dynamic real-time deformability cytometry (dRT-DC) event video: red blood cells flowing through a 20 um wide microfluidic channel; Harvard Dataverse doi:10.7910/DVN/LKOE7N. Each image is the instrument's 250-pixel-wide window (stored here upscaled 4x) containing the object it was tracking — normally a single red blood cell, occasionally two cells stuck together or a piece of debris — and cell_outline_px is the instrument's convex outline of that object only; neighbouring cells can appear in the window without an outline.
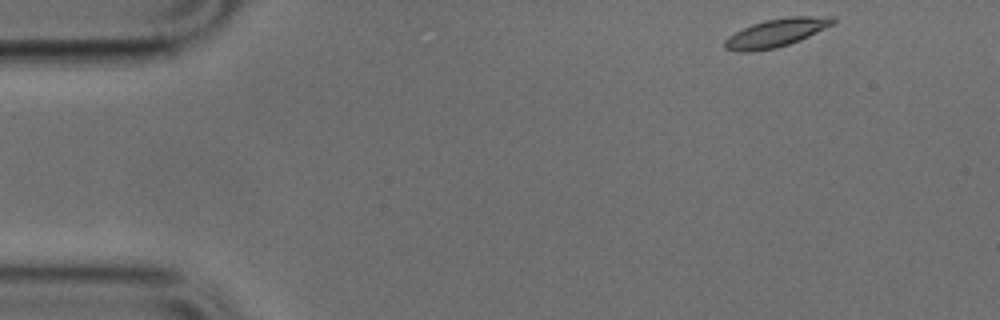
{"species": "common noctule bat (a hibernating species)", "species_latin": "Nyctalus noctula", "temperature_condition": "cold", "stored_images_in_passage": 3, "camera_frame_rate_fps": 3000, "um_per_image_px": 0.085, "animal": {"sex": "male", "body_mass_g": 17.9, "forearm_length_mm": 54.2}, "frame": {"image": 1, "passage_image": 1, "time_ms": 0.0, "image_size_px": [1000, 320], "cell_outline_px": [[836, 20], [832, 24], [800, 40], [776, 48], [752, 52], [736, 52], [724, 48], [724, 40], [728, 36], [752, 24], [764, 20], [788, 16], [836, 16]], "centroid_in_image_um": [65.95, 2.79], "position_along_channel_um": 19.1, "area_um2": 17.8}}